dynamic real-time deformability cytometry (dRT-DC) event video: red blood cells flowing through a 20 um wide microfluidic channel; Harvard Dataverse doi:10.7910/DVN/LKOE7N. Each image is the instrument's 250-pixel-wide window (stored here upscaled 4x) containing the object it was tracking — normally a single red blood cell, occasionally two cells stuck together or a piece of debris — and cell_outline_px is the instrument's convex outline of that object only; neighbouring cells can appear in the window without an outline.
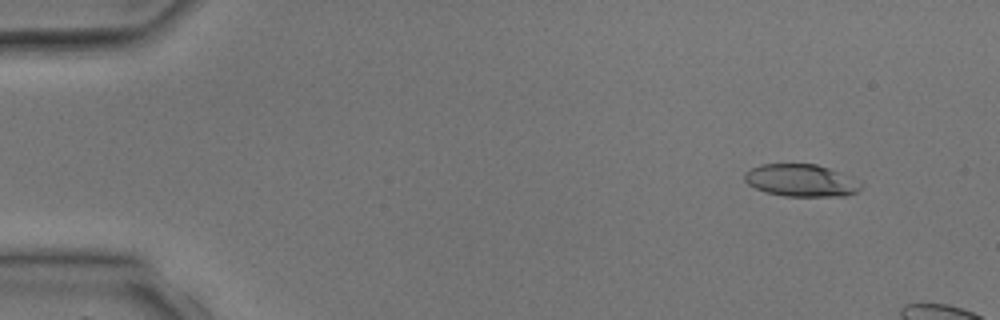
{"species": "common noctule bat (a hibernating species)", "species_latin": "Nyctalus noctula", "temperature_condition": "room temperature", "stored_images_in_passage": 3, "camera_frame_rate_fps": 3000, "um_per_image_px": 0.085, "animal": {"sex": "male", "body_mass_g": 17.9, "forearm_length_mm": 54.2}, "frame": {"image": 1, "passage_image": 1, "time_ms": 0.0, "image_size_px": [1000, 320], "cell_outline_px": [[864, 184], [856, 192], [844, 196], [784, 196], [764, 192], [748, 184], [744, 180], [744, 172], [760, 164], [816, 164], [852, 176]], "centroid_in_image_um": [68.1, 15.34], "position_along_channel_um": 16.9, "area_um2": 22.08}}